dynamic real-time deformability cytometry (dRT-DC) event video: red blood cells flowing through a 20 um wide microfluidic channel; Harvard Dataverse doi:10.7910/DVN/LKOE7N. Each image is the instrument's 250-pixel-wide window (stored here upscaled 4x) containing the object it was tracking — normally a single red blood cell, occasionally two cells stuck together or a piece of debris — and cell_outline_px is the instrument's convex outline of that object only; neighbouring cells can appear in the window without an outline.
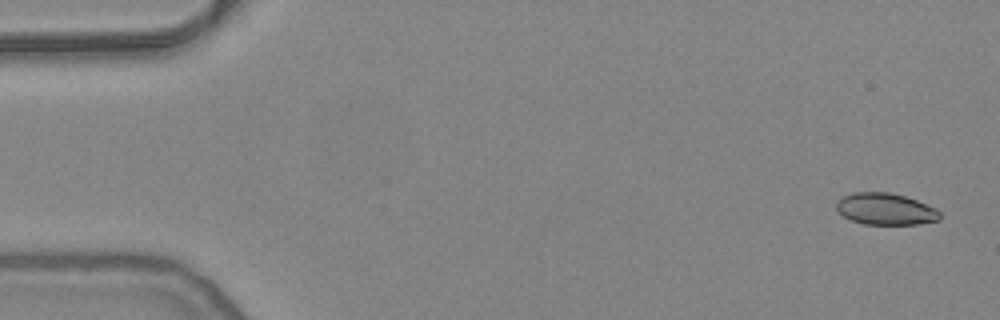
{"species": "common noctule bat (a hibernating species)", "species_latin": "Nyctalus noctula", "temperature_condition": "warm", "stored_images_in_passage": 53, "camera_frame_rate_fps": 3000, "um_per_image_px": 0.085, "animal": {"sex": "female", "body_mass_g": 24.6, "forearm_length_mm": 56.2}, "frame": {"image": 1, "passage_image": 2, "time_ms": 0.333, "image_size_px": [1000, 320], "cell_outline_px": [[940, 220], [916, 224], [864, 224], [852, 220], [844, 216], [836, 208], [836, 204], [844, 196], [852, 192], [888, 192], [904, 196], [916, 200], [936, 208], [940, 212]], "centroid_in_image_um": [75.29, 17.76], "position_along_channel_um": 9.7, "area_um2": 18.9}}
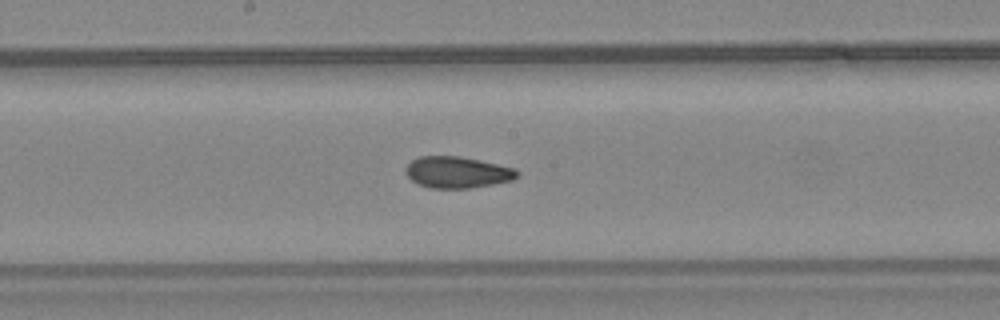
{"frame": {"image": 2, "passage_image": 28, "time_ms": 9.0, "image_size_px": [1000, 320], "cell_outline_px": [[520, 176], [512, 180], [472, 188], [428, 188], [416, 184], [408, 176], [404, 168], [412, 160], [420, 156], [460, 156], [480, 160], [516, 168], [520, 172]], "centroid_in_image_um": [38.89, 14.64], "position_along_channel_um": 209.3, "area_um2": 20.63}}
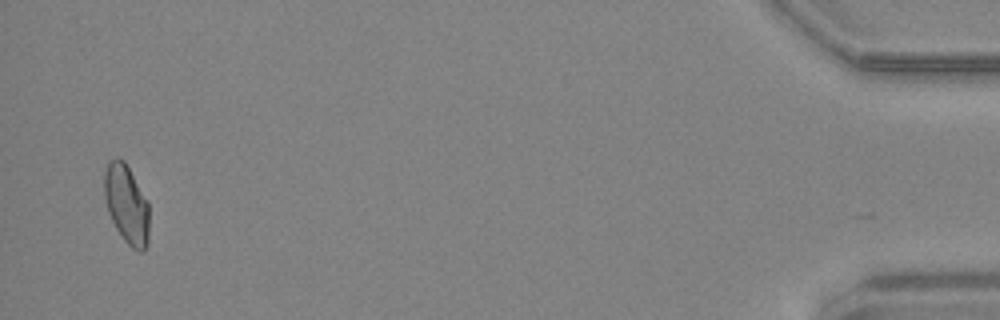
{"frame": {"image": 3, "passage_image": 52, "time_ms": 17.0, "image_size_px": [1000, 320], "cell_outline_px": [[148, 244], [144, 252], [140, 252], [132, 248], [124, 240], [116, 228], [108, 212], [104, 196], [104, 172], [108, 164], [112, 160], [124, 160], [148, 204]], "centroid_in_image_um": [10.75, 17.42], "position_along_channel_um": 424.5, "area_um2": 20.17}, "authors_computed_cell_mechanics": {"area_um2": 20.4034, "velocity_mm_per_s": 3.8269, "shape_relaxation_time_tau1_ms": null, "shape_relaxation_time_tau2_ms": 2.1843, "deformation_change_tau1": null, "deformation_change_tau2": 0.0707}}